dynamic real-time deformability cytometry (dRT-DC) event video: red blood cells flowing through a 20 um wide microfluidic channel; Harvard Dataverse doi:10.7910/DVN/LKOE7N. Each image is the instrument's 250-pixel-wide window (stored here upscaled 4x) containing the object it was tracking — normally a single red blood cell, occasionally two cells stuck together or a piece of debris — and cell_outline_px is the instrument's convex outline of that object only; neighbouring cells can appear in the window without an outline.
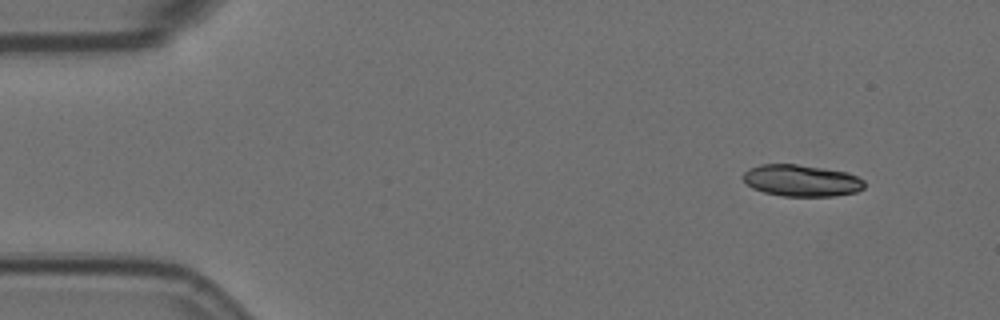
{"species": "Egyptian fruit bat (a non-hibernating species)", "species_latin": "Rousettus aegyptiacus", "temperature_condition": "room temperature", "stored_images_in_passage": 5, "segment_of_instrument_passage": [2, 2], "camera_frame_rate_fps": 3000, "um_per_image_px": 0.085, "animal": {"sex": "female"}, "frame": {"image": 1, "passage_image": 5, "time_ms": 1.333, "image_size_px": [1000, 320], "cell_outline_px": [[864, 188], [856, 192], [836, 196], [784, 196], [764, 192], [752, 188], [740, 176], [748, 168], [760, 164], [796, 164], [848, 172], [864, 180]], "centroid_in_image_um": [68.11, 15.34], "position_along_channel_um": 16.9, "area_um2": 22.48}}